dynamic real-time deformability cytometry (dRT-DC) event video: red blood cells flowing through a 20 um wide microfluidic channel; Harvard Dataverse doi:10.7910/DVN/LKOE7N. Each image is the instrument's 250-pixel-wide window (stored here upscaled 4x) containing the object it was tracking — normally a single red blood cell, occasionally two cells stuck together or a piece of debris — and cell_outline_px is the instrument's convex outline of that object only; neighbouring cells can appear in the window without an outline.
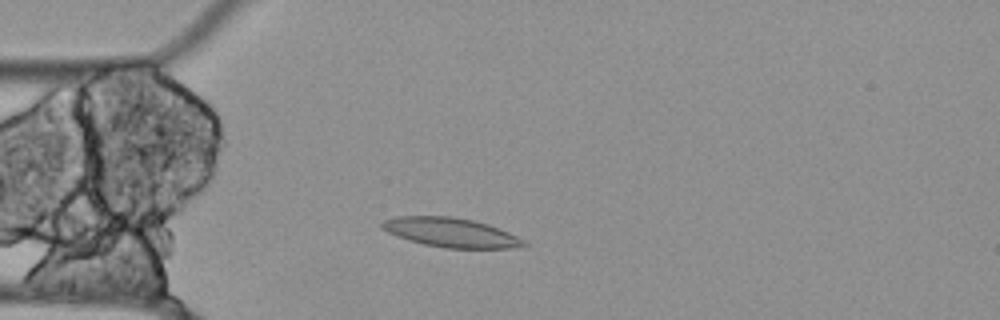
{"species": "Egyptian fruit bat (a non-hibernating species)", "species_latin": "Rousettus aegyptiacus", "temperature_condition": "cold", "stored_images_in_passage": 44, "camera_frame_rate_fps": 3000, "um_per_image_px": 0.085, "animal": {"sex": "female"}, "frame": {"image": 1, "passage_image": 3, "time_ms": 0.667, "image_size_px": [1000, 320], "cell_outline_px": [[528, 244], [512, 248], [444, 248], [424, 244], [396, 236], [380, 228], [380, 224], [384, 220], [396, 216], [452, 216], [472, 220], [488, 224], [500, 228], [524, 240]], "centroid_in_image_um": [38.3, 19.75], "position_along_channel_um": 46.7, "area_um2": 24.16}}
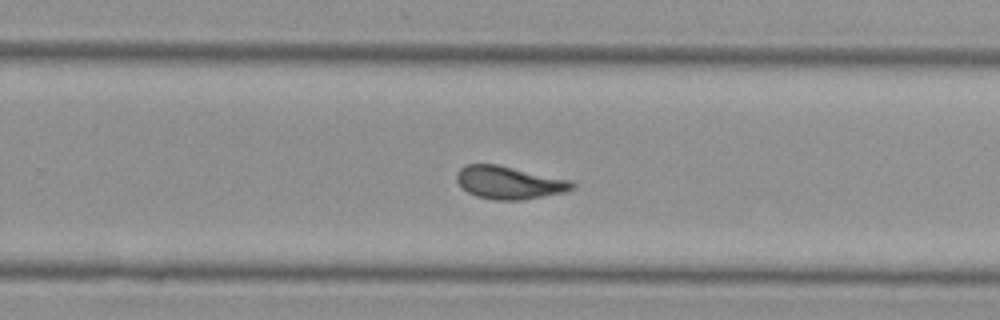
{"frame": {"image": 2, "passage_image": 24, "time_ms": 7.667, "image_size_px": [1000, 320], "cell_outline_px": [[576, 188], [568, 192], [524, 200], [492, 200], [476, 196], [468, 192], [456, 180], [456, 172], [464, 164], [496, 164], [572, 180], [576, 184]], "centroid_in_image_um": [43.32, 15.53], "position_along_channel_um": 286.5, "area_um2": 22.43}}
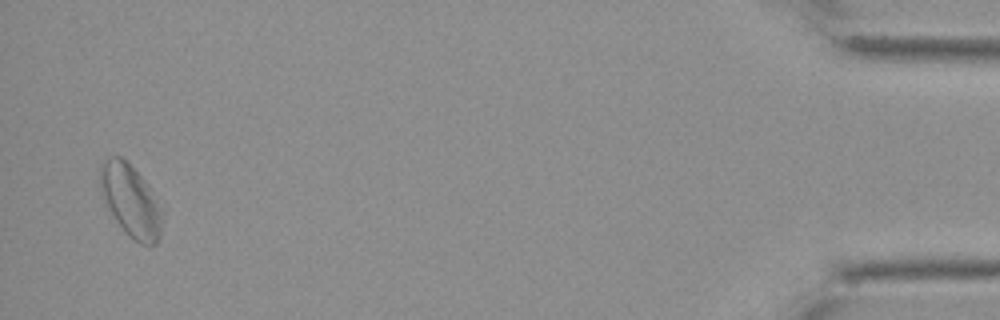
{"frame": {"image": 3, "passage_image": 43, "time_ms": 14.0, "image_size_px": [1000, 320], "cell_outline_px": [[160, 236], [156, 244], [140, 244], [128, 236], [124, 232], [104, 204], [100, 192], [100, 164], [104, 160], [112, 156], [120, 156], [144, 180], [156, 204], [160, 216]], "centroid_in_image_um": [11.01, 17.08], "position_along_channel_um": 424.2, "area_um2": 25.26}, "authors_computed_cell_mechanics": {"area_um2": 22.0507, "velocity_mm_per_s": 3.4813, "shape_relaxation_time_tau1_ms": 2.989, "shape_relaxation_time_tau2_ms": 2.0979, "deformation_change_tau1": 0.0481, "deformation_change_tau2": 0.0936}}